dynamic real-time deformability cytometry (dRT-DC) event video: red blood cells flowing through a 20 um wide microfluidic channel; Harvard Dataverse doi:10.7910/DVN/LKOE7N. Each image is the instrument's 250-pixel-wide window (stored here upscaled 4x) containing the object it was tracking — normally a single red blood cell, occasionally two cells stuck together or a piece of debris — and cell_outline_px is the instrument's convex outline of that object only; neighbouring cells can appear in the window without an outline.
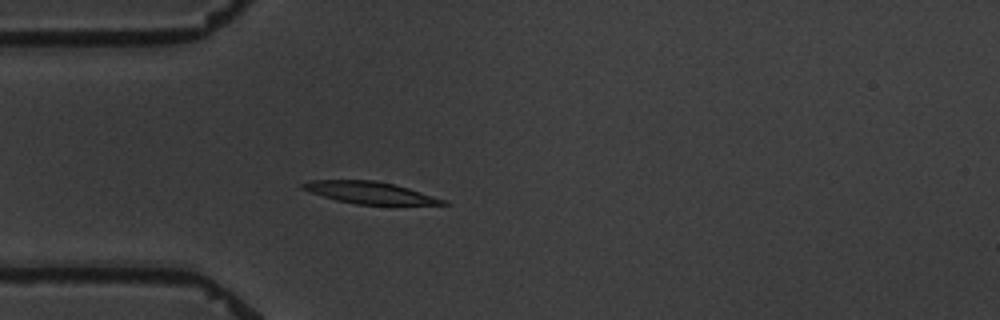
{"species": "common noctule bat (a hibernating species)", "species_latin": "Nyctalus noctula", "temperature_condition": "warm", "stored_images_in_passage": 4, "camera_frame_rate_fps": 3000, "um_per_image_px": 0.085, "animal": {"sex": "male", "body_mass_g": 19.5, "forearm_length_mm": 54.6}, "frame": {"image": 1, "passage_image": 4, "time_ms": 3.667, "image_size_px": [1000, 320], "cell_outline_px": [[452, 204], [356, 204], [336, 200], [308, 192], [300, 188], [300, 184], [312, 180], [376, 180], [396, 184], [448, 200]], "centroid_in_image_um": [31.43, 16.36], "position_along_channel_um": 53.6, "area_um2": 18.03}}